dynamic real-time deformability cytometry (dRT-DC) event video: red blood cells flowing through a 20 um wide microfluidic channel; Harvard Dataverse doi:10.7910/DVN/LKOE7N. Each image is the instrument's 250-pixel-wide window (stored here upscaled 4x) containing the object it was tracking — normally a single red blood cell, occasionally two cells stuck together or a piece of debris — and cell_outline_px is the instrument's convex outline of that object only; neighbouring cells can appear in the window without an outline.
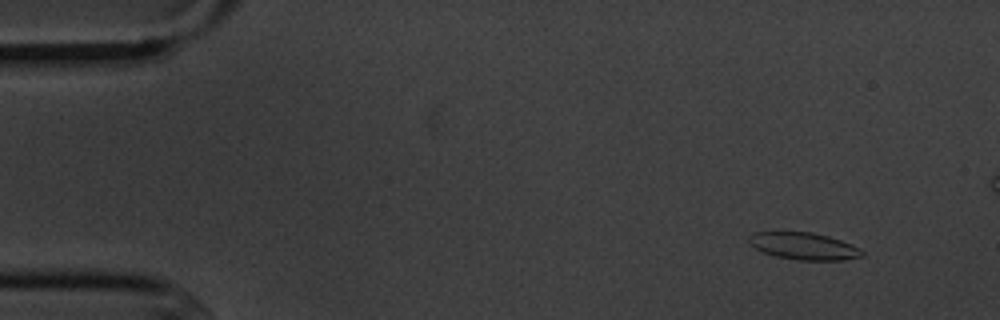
{"species": "common noctule bat (a hibernating species)", "species_latin": "Nyctalus noctula", "temperature_condition": "cold", "stored_images_in_passage": 5, "camera_frame_rate_fps": 3000, "um_per_image_px": 0.085, "animal": {"sex": "male", "body_mass_g": 20.1, "forearm_length_mm": 53.5}, "frame": {"image": 1, "passage_image": 2, "time_ms": 1.0, "image_size_px": [1000, 320], "cell_outline_px": [[864, 256], [844, 260], [796, 260], [776, 256], [764, 252], [756, 248], [748, 240], [748, 236], [752, 232], [812, 232], [828, 236], [852, 244], [860, 248], [864, 252]], "centroid_in_image_um": [68.36, 20.92], "position_along_channel_um": 16.6, "area_um2": 17.86}}